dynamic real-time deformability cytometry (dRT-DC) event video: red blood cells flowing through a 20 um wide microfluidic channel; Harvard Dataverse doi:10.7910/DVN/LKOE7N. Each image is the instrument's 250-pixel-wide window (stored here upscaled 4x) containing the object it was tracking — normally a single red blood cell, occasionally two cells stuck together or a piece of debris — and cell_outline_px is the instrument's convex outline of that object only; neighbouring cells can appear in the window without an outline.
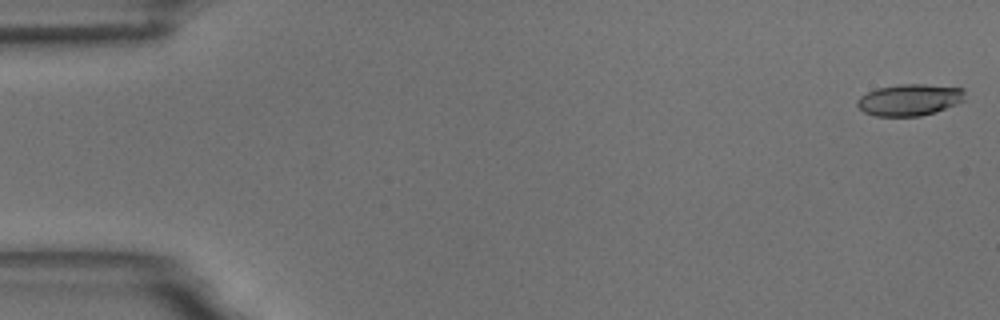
{"species": "common noctule bat (a hibernating species)", "species_latin": "Nyctalus noctula", "temperature_condition": "room temperature", "stored_images_in_passage": 56, "camera_frame_rate_fps": 3000, "um_per_image_px": 0.085, "animal": {"sex": "male", "body_mass_g": 18.8}, "frame": {"image": 1, "passage_image": 1, "time_ms": 0.0, "image_size_px": [1000, 320], "cell_outline_px": [[964, 100], [956, 104], [936, 112], [920, 116], [876, 116], [864, 112], [856, 104], [856, 100], [860, 96], [876, 88], [900, 84], [924, 84], [964, 88]], "centroid_in_image_um": [77.3, 8.48], "position_along_channel_um": 7.7, "area_um2": 19.88}}
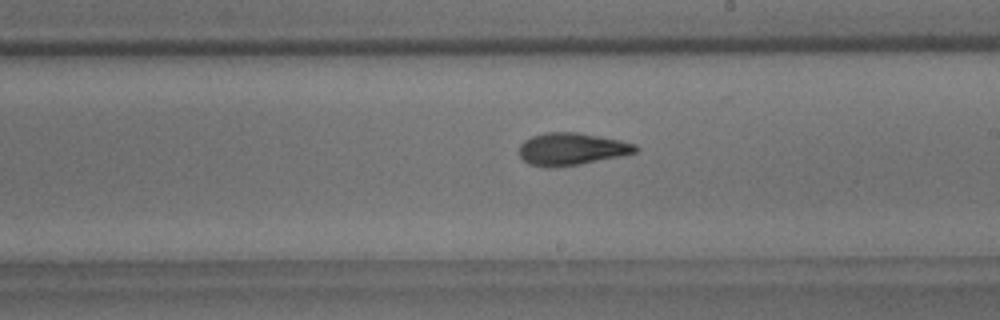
{"frame": {"image": 2, "passage_image": 32, "time_ms": 10.333, "image_size_px": [1000, 320], "cell_outline_px": [[640, 148], [636, 152], [620, 156], [580, 164], [552, 168], [548, 168], [528, 164], [520, 156], [520, 144], [524, 140], [532, 136], [544, 132], [576, 132], [620, 140], [636, 144]], "centroid_in_image_um": [48.57, 12.67], "position_along_channel_um": 240.4, "area_um2": 21.96}}
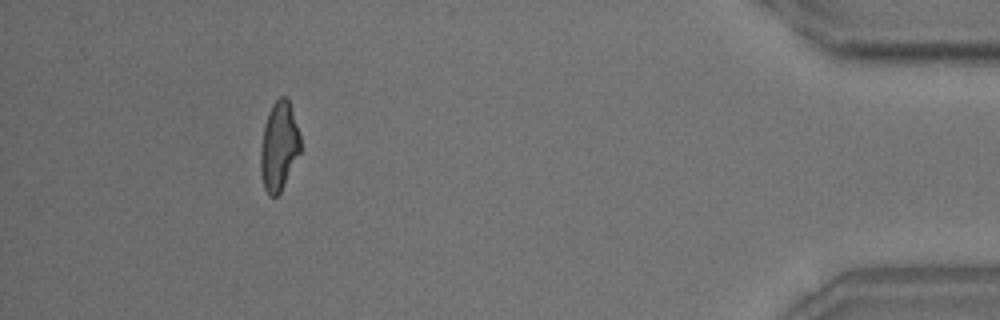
{"frame": {"image": 3, "passage_image": 51, "time_ms": 16.667, "image_size_px": [1000, 320], "cell_outline_px": [[300, 152], [280, 192], [276, 196], [268, 196], [264, 188], [260, 176], [260, 148], [264, 124], [268, 112], [272, 104], [280, 96], [288, 96], [300, 136]], "centroid_in_image_um": [23.69, 12.41], "position_along_channel_um": 411.5, "area_um2": 20.75}, "authors_computed_cell_mechanics": {"area_um2": 21.1259, "velocity_mm_per_s": 3.6257, "shape_relaxation_time_tau1_ms": 5.1404, "shape_relaxation_time_tau2_ms": 2.4879, "deformation_change_tau1": 0.1892, "deformation_change_tau2": 0.1114}}